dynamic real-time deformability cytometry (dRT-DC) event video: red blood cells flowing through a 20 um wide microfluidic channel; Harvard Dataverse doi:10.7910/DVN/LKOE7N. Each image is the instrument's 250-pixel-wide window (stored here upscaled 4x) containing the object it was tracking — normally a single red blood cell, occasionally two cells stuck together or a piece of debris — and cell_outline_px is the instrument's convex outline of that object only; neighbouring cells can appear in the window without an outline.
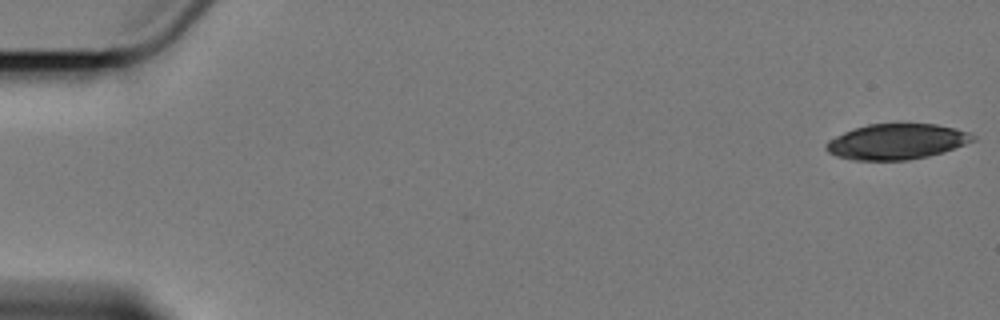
{"species": "Egyptian fruit bat (a non-hibernating species)", "species_latin": "Rousettus aegyptiacus", "temperature_condition": "cold", "stored_images_in_passage": 8, "camera_frame_rate_fps": 3000, "um_per_image_px": 0.085, "animal": {"sex": "female"}, "frame": {"image": 1, "passage_image": 1, "time_ms": 0.0, "image_size_px": [1000, 320], "cell_outline_px": [[976, 140], [944, 152], [928, 156], [908, 160], [852, 160], [836, 156], [828, 152], [824, 148], [824, 144], [828, 140], [844, 132], [868, 124], [936, 124], [968, 132], [976, 136]], "centroid_in_image_um": [76.2, 12.05], "position_along_channel_um": 8.8, "area_um2": 30.35}}
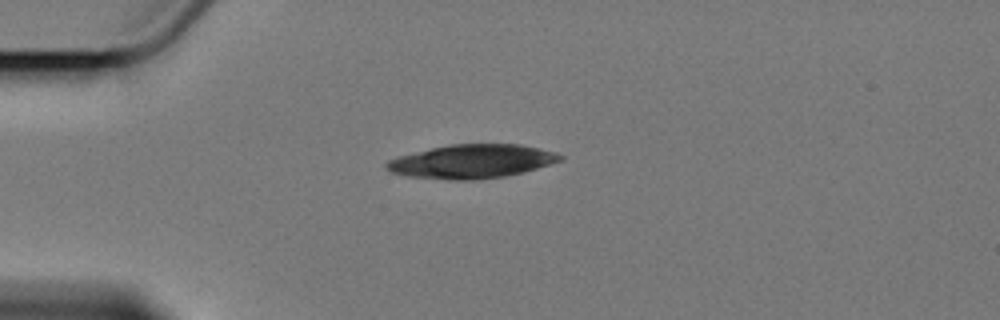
{"frame": {"image": 2, "passage_image": 5, "time_ms": 4.667, "image_size_px": [1000, 320], "cell_outline_px": [[564, 160], [524, 172], [504, 176], [472, 180], [452, 180], [408, 176], [392, 172], [384, 168], [384, 164], [388, 160], [400, 156], [432, 148], [452, 144], [520, 144], [556, 152], [564, 156]], "centroid_in_image_um": [40.14, 13.72], "position_along_channel_um": 44.9, "area_um2": 34.04}}